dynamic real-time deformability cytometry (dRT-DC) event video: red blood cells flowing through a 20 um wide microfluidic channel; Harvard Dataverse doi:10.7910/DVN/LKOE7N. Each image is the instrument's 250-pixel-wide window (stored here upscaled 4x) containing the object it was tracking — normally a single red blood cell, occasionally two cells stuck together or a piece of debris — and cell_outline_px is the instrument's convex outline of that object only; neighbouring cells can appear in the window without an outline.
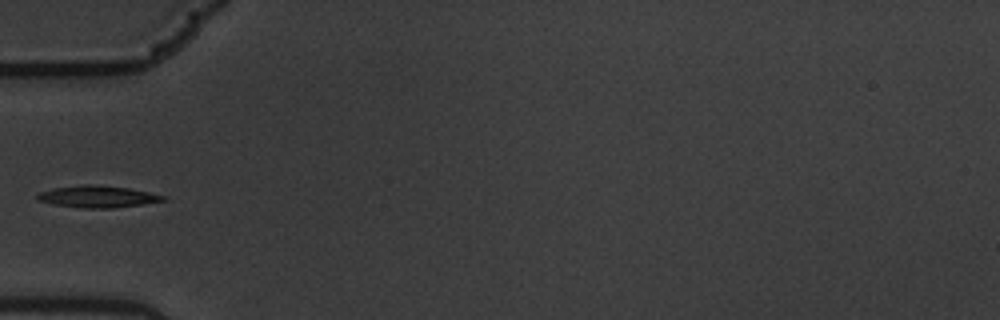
{"species": "common noctule bat (a hibernating species)", "species_latin": "Nyctalus noctula", "temperature_condition": "warm", "stored_images_in_passage": 16, "camera_frame_rate_fps": 3000, "um_per_image_px": 0.085, "animal": {"sex": "male", "body_mass_g": 19.5, "forearm_length_mm": 54.6}, "frame": {"image": 1, "passage_image": 6, "time_ms": 1.667, "image_size_px": [1000, 320], "cell_outline_px": [[168, 200], [144, 204], [112, 208], [84, 208], [52, 204], [36, 200], [36, 196], [40, 192], [52, 188], [84, 184], [96, 184], [128, 188], [148, 192], [164, 196]], "centroid_in_image_um": [8.27, 16.71], "position_along_channel_um": 76.7, "area_um2": 16.07}}
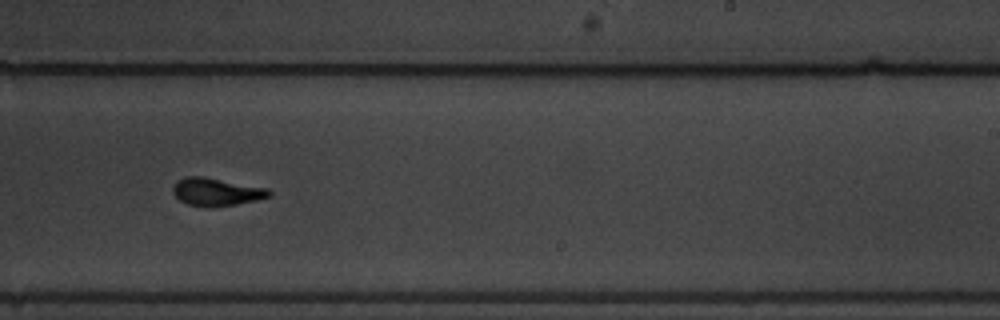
{"frame": {"image": 2, "passage_image": 11, "time_ms": 3.333, "image_size_px": [1000, 320], "cell_outline_px": [[272, 196], [256, 200], [236, 204], [212, 208], [208, 208], [188, 204], [180, 200], [172, 192], [172, 188], [176, 180], [188, 176], [204, 176], [268, 188], [272, 192]], "centroid_in_image_um": [18.39, 16.31], "position_along_channel_um": 270.6, "area_um2": 15.84}}
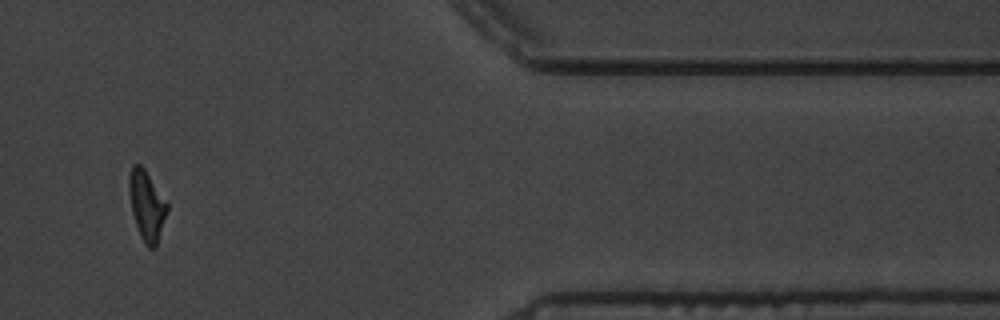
{"frame": {"image": 3, "passage_image": 15, "time_ms": 4.667, "image_size_px": [1000, 320], "cell_outline_px": [[168, 208], [156, 248], [148, 248], [144, 244], [140, 236], [132, 212], [128, 188], [128, 176], [132, 164], [140, 164], [144, 168], [168, 204]], "centroid_in_image_um": [12.45, 17.47], "position_along_channel_um": 398.9, "area_um2": 15.43}}